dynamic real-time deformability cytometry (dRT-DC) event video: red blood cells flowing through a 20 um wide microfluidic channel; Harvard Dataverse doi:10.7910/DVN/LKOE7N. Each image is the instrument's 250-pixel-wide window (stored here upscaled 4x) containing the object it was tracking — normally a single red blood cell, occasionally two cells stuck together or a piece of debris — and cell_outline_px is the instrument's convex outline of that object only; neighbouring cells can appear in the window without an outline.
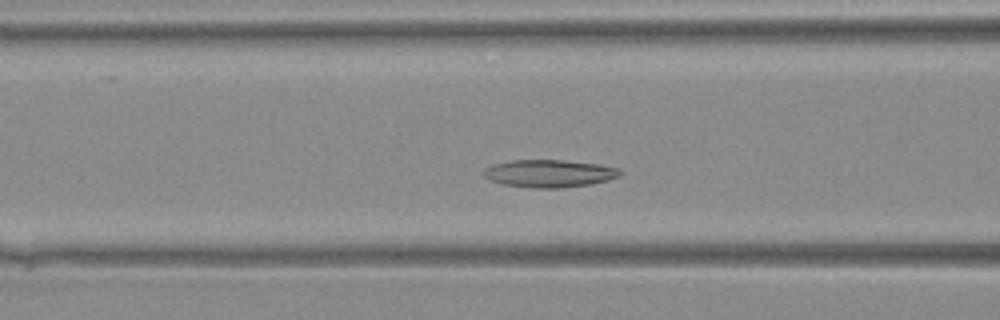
{"species": "Egyptian fruit bat (a non-hibernating species)", "species_latin": "Rousettus aegyptiacus", "temperature_condition": "warm", "stored_images_in_passage": 36, "camera_frame_rate_fps": 3000, "um_per_image_px": 0.085, "animal": {"sex": "female"}, "frame": {"image": 1, "passage_image": 11, "time_ms": 3.333, "image_size_px": [1000, 320], "cell_outline_px": [[624, 172], [620, 176], [608, 180], [588, 184], [560, 188], [532, 188], [504, 184], [488, 180], [484, 176], [484, 168], [492, 164], [512, 160], [564, 160], [596, 164], [620, 168]], "centroid_in_image_um": [46.68, 14.74], "position_along_channel_um": 119.9, "area_um2": 21.96}}
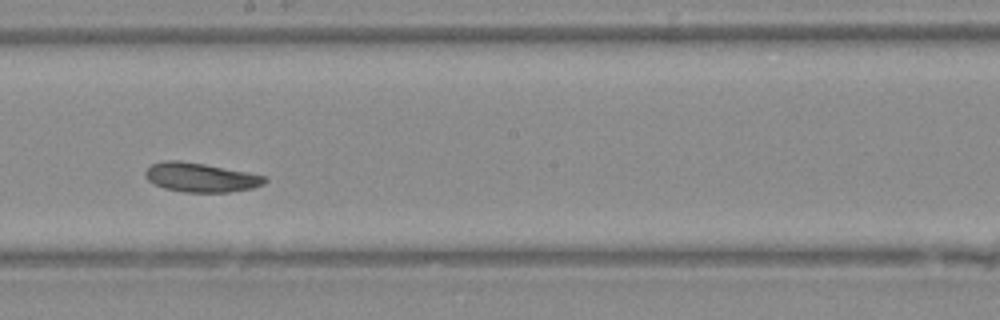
{"frame": {"image": 2, "passage_image": 18, "time_ms": 5.667, "image_size_px": [1000, 320], "cell_outline_px": [[268, 180], [264, 184], [252, 188], [228, 192], [184, 192], [164, 188], [148, 180], [144, 176], [144, 172], [152, 164], [164, 160], [180, 160], [204, 164], [248, 172], [264, 176]], "centroid_in_image_um": [17.05, 15.07], "position_along_channel_um": 231.2, "area_um2": 20.23}}
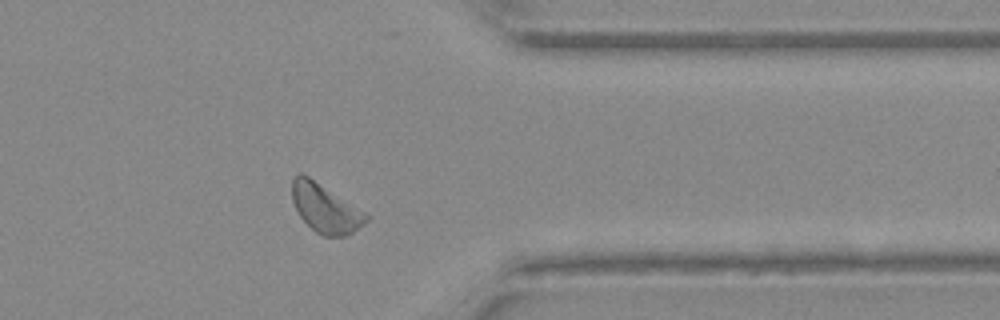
{"frame": {"image": 3, "passage_image": 28, "time_ms": 9.0, "image_size_px": [1000, 320], "cell_outline_px": [[372, 216], [364, 224], [352, 232], [344, 236], [324, 236], [316, 232], [300, 216], [292, 200], [292, 180], [300, 172], [308, 176], [368, 212]], "centroid_in_image_um": [27.7, 17.7], "position_along_channel_um": 383.7, "area_um2": 21.04}}